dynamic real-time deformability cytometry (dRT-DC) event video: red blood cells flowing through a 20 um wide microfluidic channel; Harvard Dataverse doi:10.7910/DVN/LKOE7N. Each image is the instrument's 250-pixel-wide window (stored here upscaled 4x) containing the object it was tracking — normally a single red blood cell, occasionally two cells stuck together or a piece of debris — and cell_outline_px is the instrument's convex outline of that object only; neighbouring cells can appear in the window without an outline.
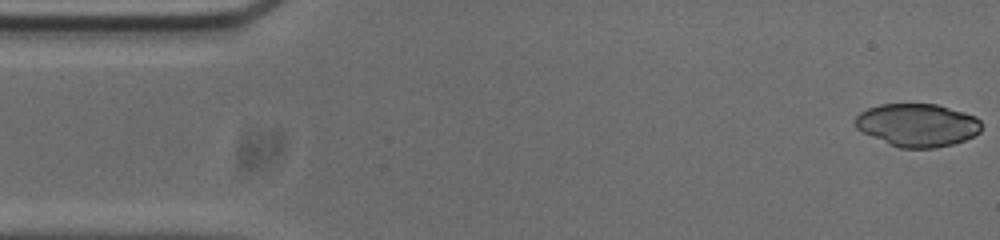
{"species": "common noctule bat (a hibernating species)", "species_latin": "Nyctalus noctula", "temperature_condition": "cold", "stored_images_in_passage": 53, "camera_frame_rate_fps": 3000, "um_per_image_px": 0.085, "animal": {"sex": "male", "body_mass_g": 20.0, "forearm_length_mm": 53.3}, "frame": {"image": 1, "passage_image": 1, "time_ms": 0.0, "image_size_px": [1000, 240], "cell_outline_px": [[980, 132], [964, 140], [952, 144], [936, 148], [900, 148], [888, 144], [856, 128], [852, 120], [860, 112], [868, 108], [880, 104], [936, 104], [964, 112], [976, 116], [980, 120]], "centroid_in_image_um": [77.95, 10.63], "position_along_channel_um": 7.0, "area_um2": 31.62}}